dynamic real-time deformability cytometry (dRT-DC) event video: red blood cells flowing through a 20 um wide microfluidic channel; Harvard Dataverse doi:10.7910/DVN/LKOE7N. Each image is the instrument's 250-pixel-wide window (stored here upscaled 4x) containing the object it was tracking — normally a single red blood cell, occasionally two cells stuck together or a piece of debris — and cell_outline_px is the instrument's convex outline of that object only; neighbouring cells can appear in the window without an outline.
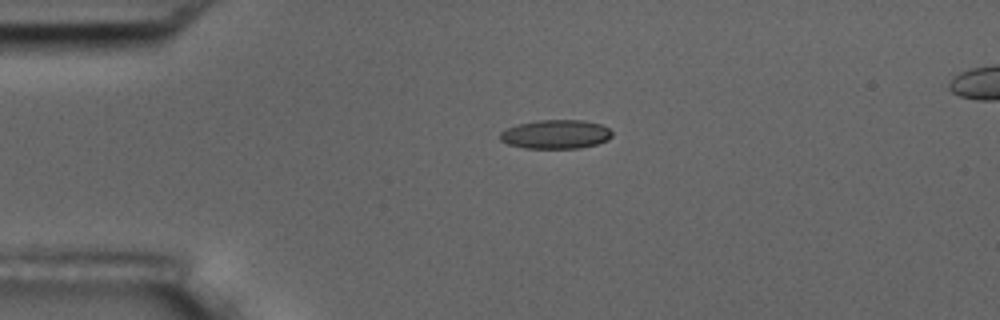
{"species": "common noctule bat (a hibernating species)", "species_latin": "Nyctalus noctula", "temperature_condition": "room temperature", "stored_images_in_passage": 2, "camera_frame_rate_fps": 3000, "um_per_image_px": 0.085, "animal": {"sex": "male", "body_mass_g": 17.5, "forearm_length_mm": 52.3}, "frame": {"image": 1, "passage_image": 1, "time_ms": 0.0, "image_size_px": [1000, 320], "cell_outline_px": [[612, 136], [608, 140], [596, 144], [580, 148], [524, 148], [508, 144], [500, 140], [500, 132], [508, 128], [520, 124], [536, 120], [584, 120], [600, 124], [608, 128], [612, 132]], "centroid_in_image_um": [47.25, 11.41], "position_along_channel_um": 37.7, "area_um2": 18.84}}